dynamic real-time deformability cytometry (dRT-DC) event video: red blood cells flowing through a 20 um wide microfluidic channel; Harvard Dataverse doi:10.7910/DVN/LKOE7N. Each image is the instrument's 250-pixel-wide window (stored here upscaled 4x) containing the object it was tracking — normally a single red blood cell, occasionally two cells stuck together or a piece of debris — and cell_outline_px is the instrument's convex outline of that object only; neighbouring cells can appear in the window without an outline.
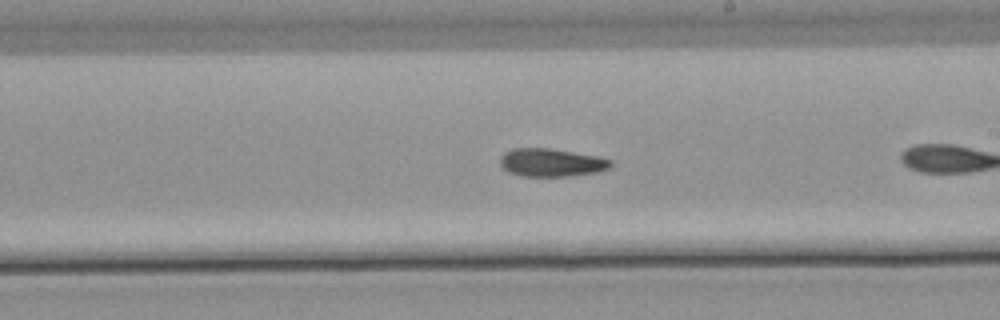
{"species": "common noctule bat (a hibernating species)", "species_latin": "Nyctalus noctula", "temperature_condition": "warm", "stored_images_in_passage": 27, "camera_frame_rate_fps": 3000, "um_per_image_px": 0.085, "animal": {"sex": "male", "body_mass_g": 21.5, "forearm_length_mm": 52.0}, "frame": {"image": 1, "passage_image": 16, "time_ms": 5.0, "image_size_px": [1000, 320], "cell_outline_px": [[612, 164], [608, 168], [596, 172], [572, 176], [520, 176], [508, 172], [500, 168], [500, 156], [504, 152], [512, 148], [548, 148], [600, 156], [612, 160]], "centroid_in_image_um": [46.82, 13.81], "position_along_channel_um": 242.2, "area_um2": 18.32}}